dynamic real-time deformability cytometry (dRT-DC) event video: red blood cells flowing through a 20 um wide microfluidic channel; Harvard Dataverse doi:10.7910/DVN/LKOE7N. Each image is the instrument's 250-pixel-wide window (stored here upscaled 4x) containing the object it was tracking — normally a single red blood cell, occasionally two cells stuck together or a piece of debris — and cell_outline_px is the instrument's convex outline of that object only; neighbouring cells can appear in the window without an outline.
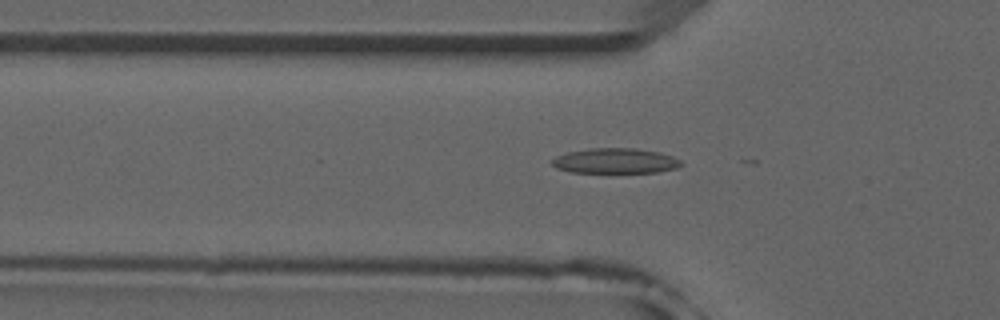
{"species": "common noctule bat (a hibernating species)", "species_latin": "Nyctalus noctula", "temperature_condition": "room temperature", "stored_images_in_passage": 21, "camera_frame_rate_fps": 3000, "um_per_image_px": 0.085, "animal": {"sex": "male", "forearm_length_mm": 52.5}, "frame": {"image": 1, "passage_image": 17, "time_ms": 5.333, "image_size_px": [1000, 320], "cell_outline_px": [[684, 164], [676, 168], [656, 172], [568, 172], [556, 168], [552, 164], [552, 160], [556, 156], [568, 152], [588, 148], [636, 148], [660, 152], [672, 156], [680, 160]], "centroid_in_image_um": [52.3, 13.66], "position_along_channel_um": 73.5, "area_um2": 18.96}}
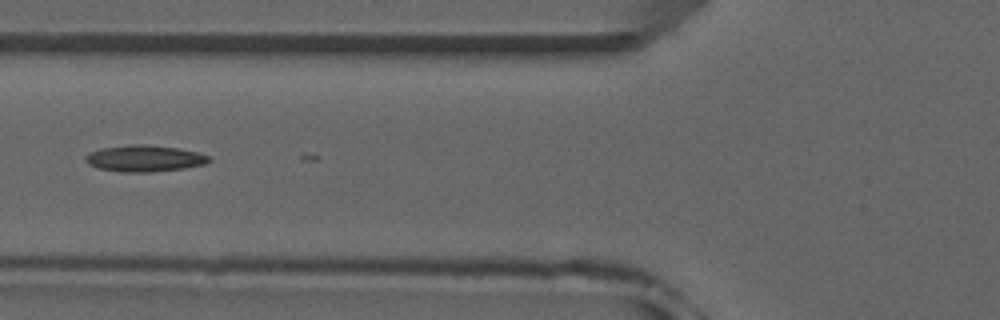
{"frame": {"image": 2, "passage_image": 20, "time_ms": 6.333, "image_size_px": [1000, 320], "cell_outline_px": [[212, 160], [204, 164], [184, 168], [148, 172], [124, 172], [96, 168], [88, 164], [84, 160], [84, 156], [88, 152], [100, 148], [132, 144], [144, 144], [176, 148], [196, 152], [208, 156]], "centroid_in_image_um": [12.2, 13.46], "position_along_channel_um": 113.6, "area_um2": 19.02}}